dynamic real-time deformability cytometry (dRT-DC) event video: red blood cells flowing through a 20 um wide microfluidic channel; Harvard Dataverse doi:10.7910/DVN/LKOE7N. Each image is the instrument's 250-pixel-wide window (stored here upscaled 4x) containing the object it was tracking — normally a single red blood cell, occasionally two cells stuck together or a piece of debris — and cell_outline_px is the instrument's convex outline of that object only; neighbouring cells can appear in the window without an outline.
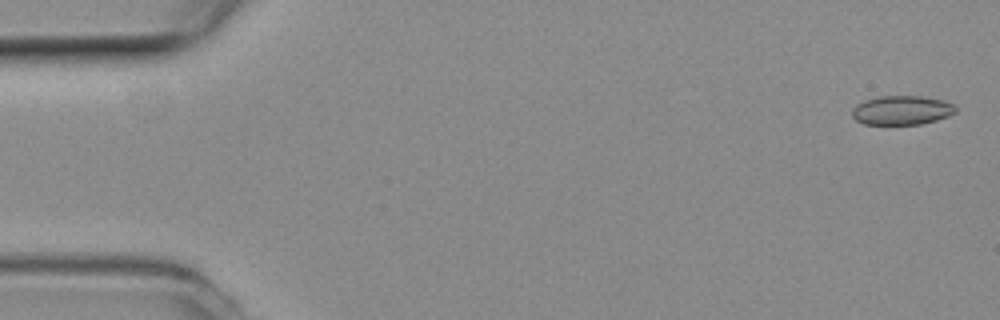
{"species": "common noctule bat (a hibernating species)", "species_latin": "Nyctalus noctula", "temperature_condition": "room temperature", "stored_images_in_passage": 7, "camera_frame_rate_fps": 3000, "um_per_image_px": 0.085, "animal": {"sex": "female", "body_mass_g": 19.3, "forearm_length_mm": 54.1}, "frame": {"image": 1, "passage_image": 1, "time_ms": 0.0, "image_size_px": [1000, 320], "cell_outline_px": [[956, 112], [948, 116], [936, 120], [920, 124], [864, 124], [856, 120], [852, 116], [852, 108], [856, 104], [864, 100], [880, 96], [920, 96], [944, 100], [956, 104]], "centroid_in_image_um": [76.66, 9.36], "position_along_channel_um": 8.3, "area_um2": 17.69}}
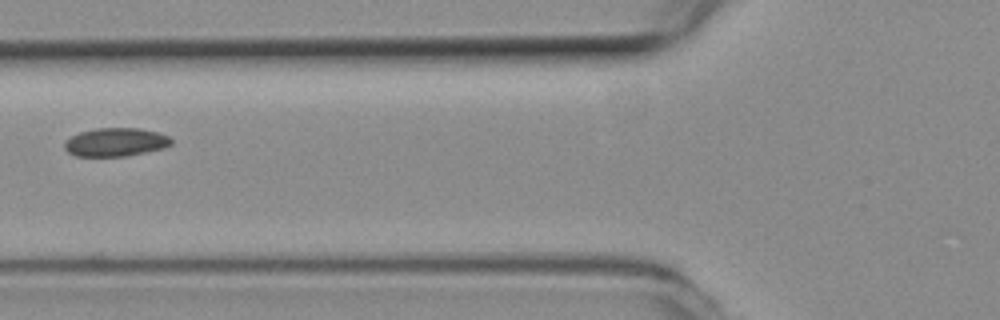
{"frame": {"image": 2, "passage_image": 6, "time_ms": 1.667, "image_size_px": [1000, 320], "cell_outline_px": [[172, 144], [164, 148], [128, 156], [76, 156], [68, 152], [64, 148], [64, 144], [72, 136], [80, 132], [96, 128], [140, 128], [160, 132], [168, 136], [172, 140]], "centroid_in_image_um": [9.87, 12.08], "position_along_channel_um": 115.9, "area_um2": 17.74}}
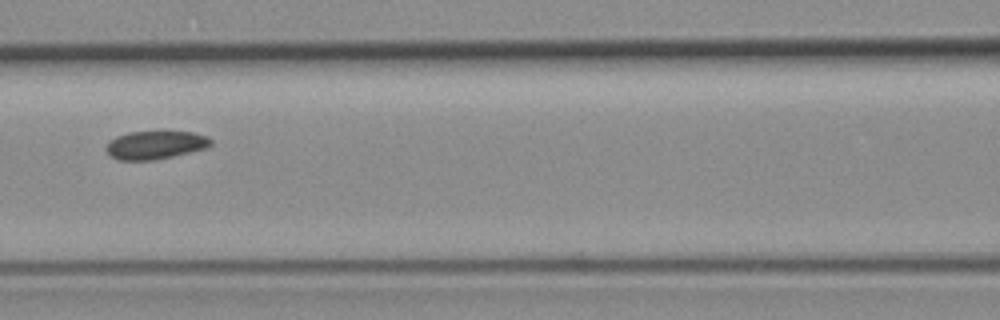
{"frame": {"image": 3, "passage_image": 7, "time_ms": 2.0, "image_size_px": [1000, 320], "cell_outline_px": [[212, 144], [204, 148], [156, 160], [120, 160], [112, 156], [104, 148], [116, 136], [128, 132], [160, 128], [192, 132], [208, 136], [212, 140]], "centroid_in_image_um": [13.23, 12.26], "position_along_channel_um": 153.4, "area_um2": 17.86}}